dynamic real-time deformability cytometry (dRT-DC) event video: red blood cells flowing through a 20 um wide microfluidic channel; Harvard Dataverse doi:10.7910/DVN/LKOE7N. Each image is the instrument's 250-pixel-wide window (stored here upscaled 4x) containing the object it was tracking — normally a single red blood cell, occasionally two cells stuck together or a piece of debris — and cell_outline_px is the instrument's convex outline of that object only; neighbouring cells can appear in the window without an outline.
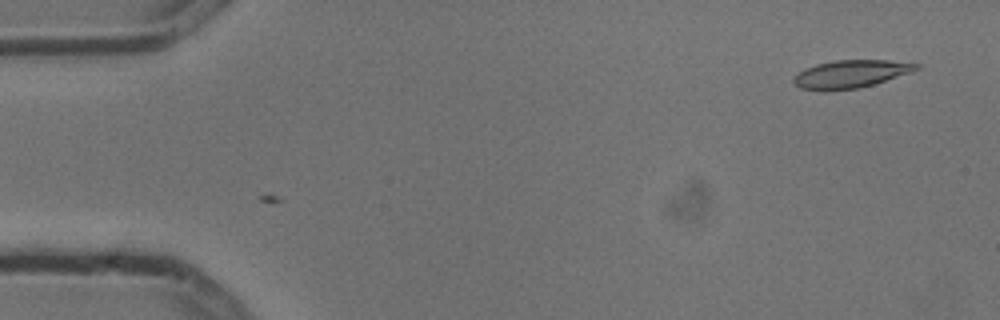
{"species": "common noctule bat (a hibernating species)", "species_latin": "Nyctalus noctula", "temperature_condition": "cold", "stored_images_in_passage": 3, "camera_frame_rate_fps": 3000, "um_per_image_px": 0.085, "animal": {"sex": "male", "body_mass_g": 13.3}, "frame": {"image": 1, "passage_image": 3, "time_ms": 0.667, "image_size_px": [1000, 320], "cell_outline_px": [[920, 68], [912, 72], [860, 88], [828, 92], [824, 92], [800, 88], [792, 80], [804, 68], [816, 64], [836, 60], [888, 60], [920, 64]], "centroid_in_image_um": [72.3, 6.31], "position_along_channel_um": 12.7, "area_um2": 20.06}}